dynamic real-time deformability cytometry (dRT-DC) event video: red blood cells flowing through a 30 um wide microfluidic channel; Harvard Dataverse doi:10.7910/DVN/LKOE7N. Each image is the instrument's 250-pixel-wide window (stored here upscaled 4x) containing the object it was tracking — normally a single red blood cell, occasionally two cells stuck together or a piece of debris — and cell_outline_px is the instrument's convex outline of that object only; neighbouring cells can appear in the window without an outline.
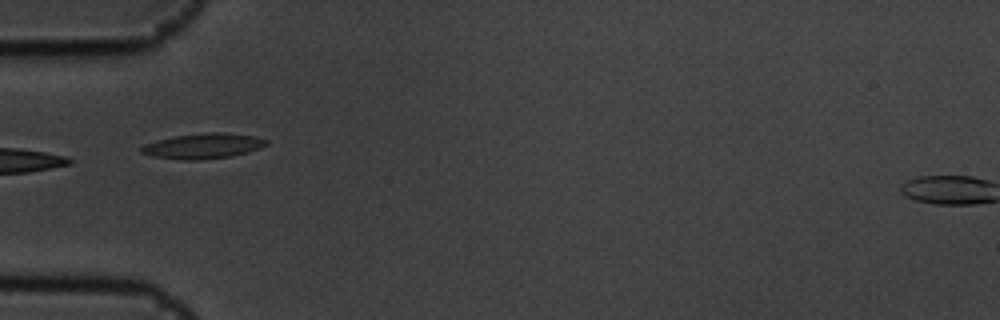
{"species": "common noctule bat (a hibernating species)", "species_latin": "Nyctalus noctula", "temperature_condition": "cold", "stored_images_in_passage": 17, "camera_frame_rate_fps": 3000, "um_per_image_px": 0.085, "animal": {"sex": "male", "body_mass_g": 19.5, "forearm_length_mm": 54.6}, "frame": {"image": 1, "passage_image": 1, "time_ms": 0.0, "image_size_px": [1000, 320], "cell_outline_px": [[268, 144], [260, 148], [248, 152], [232, 156], [200, 160], [180, 160], [152, 156], [140, 152], [140, 148], [144, 144], [156, 140], [172, 136], [204, 132], [224, 132], [252, 136], [268, 140]], "centroid_in_image_um": [17.24, 12.41], "position_along_channel_um": 67.8, "area_um2": 18.61}}
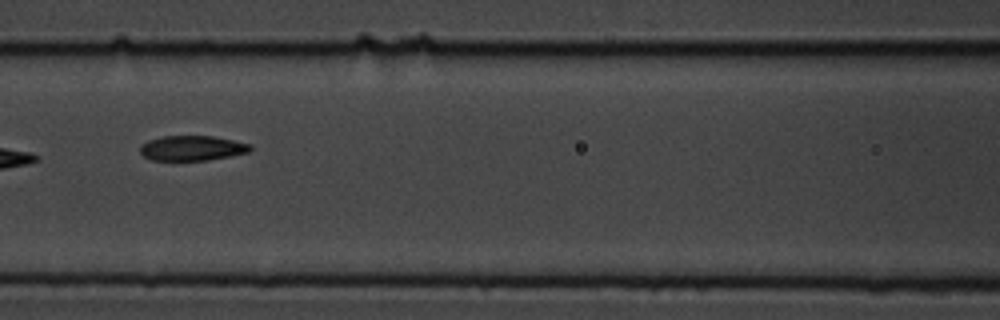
{"frame": {"image": 2, "passage_image": 8, "time_ms": 2.333, "image_size_px": [1000, 320], "cell_outline_px": [[252, 148], [248, 152], [208, 160], [152, 160], [144, 156], [140, 152], [140, 144], [148, 140], [164, 136], [212, 136], [252, 144]], "centroid_in_image_um": [16.31, 12.58], "position_along_channel_um": 150.3, "area_um2": 15.95}}